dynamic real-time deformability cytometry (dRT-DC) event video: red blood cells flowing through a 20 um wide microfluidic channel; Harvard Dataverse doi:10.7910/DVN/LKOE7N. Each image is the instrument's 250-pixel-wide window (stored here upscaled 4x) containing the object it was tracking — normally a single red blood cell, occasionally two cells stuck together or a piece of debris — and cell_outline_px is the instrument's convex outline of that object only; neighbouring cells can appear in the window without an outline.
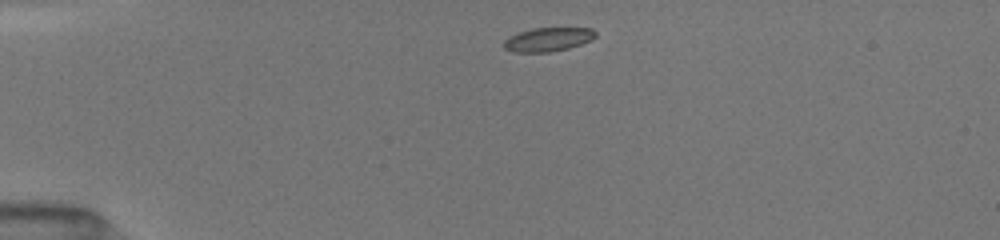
{"species": "common noctule bat (a hibernating species)", "species_latin": "Nyctalus noctula", "temperature_condition": "room temperature", "stored_images_in_passage": 40, "camera_frame_rate_fps": 3000, "um_per_image_px": 0.085, "animal": {"sex": "female", "body_mass_g": 19.5, "forearm_length_mm": 54.1}, "frame": {"image": 1, "passage_image": 1, "time_ms": 0.0, "image_size_px": [1000, 240], "cell_outline_px": [[596, 36], [592, 40], [568, 48], [548, 52], [512, 52], [504, 48], [504, 40], [508, 36], [532, 28], [592, 28], [596, 32]], "centroid_in_image_um": [46.57, 3.35], "position_along_channel_um": 38.4, "area_um2": 12.72}}
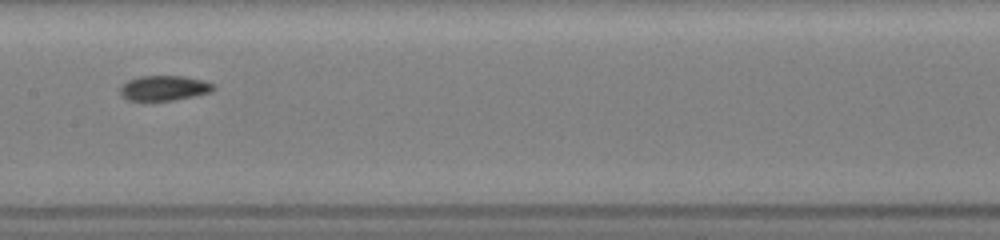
{"frame": {"image": 2, "passage_image": 16, "time_ms": 5.0, "image_size_px": [1000, 240], "cell_outline_px": [[216, 88], [208, 92], [192, 96], [172, 100], [128, 100], [120, 96], [120, 84], [128, 80], [140, 76], [184, 76], [204, 80], [216, 84]], "centroid_in_image_um": [13.92, 7.47], "position_along_channel_um": 193.5, "area_um2": 13.64}}
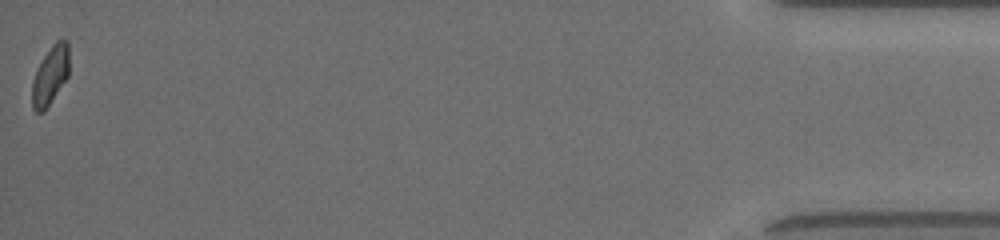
{"frame": {"image": 3, "passage_image": 40, "time_ms": 13.0, "image_size_px": [1000, 240], "cell_outline_px": [[68, 76], [44, 112], [36, 112], [32, 108], [32, 80], [44, 56], [52, 44], [56, 40], [68, 40]], "centroid_in_image_um": [4.27, 6.42], "position_along_channel_um": 430.9, "area_um2": 12.48}, "authors_computed_cell_mechanics": {"area_um2": 13.4096, "velocity_mm_per_s": 4.0507, "shape_relaxation_time_tau1_ms": null, "shape_relaxation_time_tau2_ms": 2.8219, "deformation_change_tau1": null, "deformation_change_tau2": 0.0716}}